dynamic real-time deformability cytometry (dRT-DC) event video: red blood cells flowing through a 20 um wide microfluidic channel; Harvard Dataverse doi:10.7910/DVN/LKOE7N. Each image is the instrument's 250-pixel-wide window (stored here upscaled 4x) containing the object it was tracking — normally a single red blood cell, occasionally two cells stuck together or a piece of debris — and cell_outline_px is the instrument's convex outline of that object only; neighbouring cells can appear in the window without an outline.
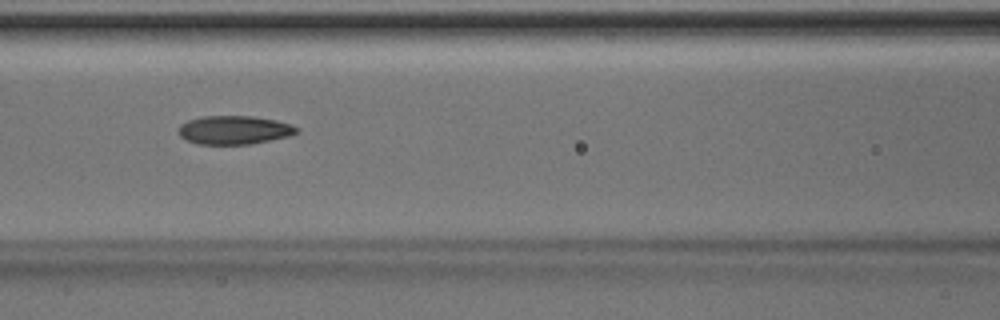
{"species": "Egyptian fruit bat (a non-hibernating species)", "species_latin": "Rousettus aegyptiacus", "temperature_condition": "room temperature", "stored_images_in_passage": 7, "camera_frame_rate_fps": 3000, "um_per_image_px": 0.085, "animal": {"sex": "male"}, "frame": {"image": 1, "passage_image": 7, "time_ms": 2.0, "image_size_px": [1000, 320], "cell_outline_px": [[296, 132], [292, 136], [248, 144], [196, 144], [180, 136], [176, 132], [180, 124], [188, 120], [200, 116], [252, 116], [276, 120], [292, 124], [296, 128]], "centroid_in_image_um": [19.87, 11.04], "position_along_channel_um": 146.7, "area_um2": 19.77}}